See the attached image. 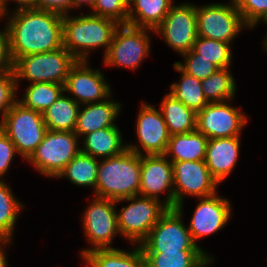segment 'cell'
Wrapping results in <instances>:
<instances>
[{
	"instance_id": "cell-1",
	"label": "cell",
	"mask_w": 267,
	"mask_h": 267,
	"mask_svg": "<svg viewBox=\"0 0 267 267\" xmlns=\"http://www.w3.org/2000/svg\"><path fill=\"white\" fill-rule=\"evenodd\" d=\"M9 20L5 27L13 63L22 56L51 52L63 47V16L35 8L15 9L0 18Z\"/></svg>"
},
{
	"instance_id": "cell-2",
	"label": "cell",
	"mask_w": 267,
	"mask_h": 267,
	"mask_svg": "<svg viewBox=\"0 0 267 267\" xmlns=\"http://www.w3.org/2000/svg\"><path fill=\"white\" fill-rule=\"evenodd\" d=\"M115 20L90 13L79 16L63 15V47L77 61H88L90 51L104 47L107 53L116 28Z\"/></svg>"
},
{
	"instance_id": "cell-3",
	"label": "cell",
	"mask_w": 267,
	"mask_h": 267,
	"mask_svg": "<svg viewBox=\"0 0 267 267\" xmlns=\"http://www.w3.org/2000/svg\"><path fill=\"white\" fill-rule=\"evenodd\" d=\"M141 156L129 149L99 160L95 196L121 200L139 195Z\"/></svg>"
},
{
	"instance_id": "cell-4",
	"label": "cell",
	"mask_w": 267,
	"mask_h": 267,
	"mask_svg": "<svg viewBox=\"0 0 267 267\" xmlns=\"http://www.w3.org/2000/svg\"><path fill=\"white\" fill-rule=\"evenodd\" d=\"M124 201L130 203L116 212L118 235L131 244L140 245L169 207L162 200L140 195L117 200L116 203Z\"/></svg>"
},
{
	"instance_id": "cell-5",
	"label": "cell",
	"mask_w": 267,
	"mask_h": 267,
	"mask_svg": "<svg viewBox=\"0 0 267 267\" xmlns=\"http://www.w3.org/2000/svg\"><path fill=\"white\" fill-rule=\"evenodd\" d=\"M0 129L27 161L42 142L47 127L41 112L25 108L16 101L0 121Z\"/></svg>"
},
{
	"instance_id": "cell-6",
	"label": "cell",
	"mask_w": 267,
	"mask_h": 267,
	"mask_svg": "<svg viewBox=\"0 0 267 267\" xmlns=\"http://www.w3.org/2000/svg\"><path fill=\"white\" fill-rule=\"evenodd\" d=\"M76 62L74 56L64 47L19 57L13 63L17 89L18 82L25 79L30 83L64 84L70 68Z\"/></svg>"
},
{
	"instance_id": "cell-7",
	"label": "cell",
	"mask_w": 267,
	"mask_h": 267,
	"mask_svg": "<svg viewBox=\"0 0 267 267\" xmlns=\"http://www.w3.org/2000/svg\"><path fill=\"white\" fill-rule=\"evenodd\" d=\"M183 204L168 208L140 244L142 252H178L181 250H203L196 244L184 225Z\"/></svg>"
},
{
	"instance_id": "cell-8",
	"label": "cell",
	"mask_w": 267,
	"mask_h": 267,
	"mask_svg": "<svg viewBox=\"0 0 267 267\" xmlns=\"http://www.w3.org/2000/svg\"><path fill=\"white\" fill-rule=\"evenodd\" d=\"M74 132L47 130L36 151L27 160L43 176L57 178L81 151Z\"/></svg>"
},
{
	"instance_id": "cell-9",
	"label": "cell",
	"mask_w": 267,
	"mask_h": 267,
	"mask_svg": "<svg viewBox=\"0 0 267 267\" xmlns=\"http://www.w3.org/2000/svg\"><path fill=\"white\" fill-rule=\"evenodd\" d=\"M149 28L120 24L113 35L112 42L105 56L104 64L108 67H124L135 70L148 57L150 52Z\"/></svg>"
},
{
	"instance_id": "cell-10",
	"label": "cell",
	"mask_w": 267,
	"mask_h": 267,
	"mask_svg": "<svg viewBox=\"0 0 267 267\" xmlns=\"http://www.w3.org/2000/svg\"><path fill=\"white\" fill-rule=\"evenodd\" d=\"M196 16L198 36L229 44L233 43V39L244 27L249 28L236 9L234 0L229 3H209L200 7L196 5Z\"/></svg>"
},
{
	"instance_id": "cell-11",
	"label": "cell",
	"mask_w": 267,
	"mask_h": 267,
	"mask_svg": "<svg viewBox=\"0 0 267 267\" xmlns=\"http://www.w3.org/2000/svg\"><path fill=\"white\" fill-rule=\"evenodd\" d=\"M94 197L83 212L81 219L86 240L92 247L83 249L80 253L81 257L95 249L114 248L111 246L112 241L119 233L116 201Z\"/></svg>"
},
{
	"instance_id": "cell-12",
	"label": "cell",
	"mask_w": 267,
	"mask_h": 267,
	"mask_svg": "<svg viewBox=\"0 0 267 267\" xmlns=\"http://www.w3.org/2000/svg\"><path fill=\"white\" fill-rule=\"evenodd\" d=\"M154 33L163 36L165 43L180 55L189 52L198 37L196 5L173 4Z\"/></svg>"
},
{
	"instance_id": "cell-13",
	"label": "cell",
	"mask_w": 267,
	"mask_h": 267,
	"mask_svg": "<svg viewBox=\"0 0 267 267\" xmlns=\"http://www.w3.org/2000/svg\"><path fill=\"white\" fill-rule=\"evenodd\" d=\"M173 165L174 208L184 204V196L199 198L217 193L218 182L205 161H178Z\"/></svg>"
},
{
	"instance_id": "cell-14",
	"label": "cell",
	"mask_w": 267,
	"mask_h": 267,
	"mask_svg": "<svg viewBox=\"0 0 267 267\" xmlns=\"http://www.w3.org/2000/svg\"><path fill=\"white\" fill-rule=\"evenodd\" d=\"M231 100L208 103L197 113V130L208 139L240 136L248 122L240 108L229 104Z\"/></svg>"
},
{
	"instance_id": "cell-15",
	"label": "cell",
	"mask_w": 267,
	"mask_h": 267,
	"mask_svg": "<svg viewBox=\"0 0 267 267\" xmlns=\"http://www.w3.org/2000/svg\"><path fill=\"white\" fill-rule=\"evenodd\" d=\"M139 109L135 126L139 145L126 144L127 149L140 156L165 154L170 134L161 110L146 102Z\"/></svg>"
},
{
	"instance_id": "cell-16",
	"label": "cell",
	"mask_w": 267,
	"mask_h": 267,
	"mask_svg": "<svg viewBox=\"0 0 267 267\" xmlns=\"http://www.w3.org/2000/svg\"><path fill=\"white\" fill-rule=\"evenodd\" d=\"M99 69L89 66V61H77L69 70L64 83V93L71 97L80 106L101 102L109 98L111 87Z\"/></svg>"
},
{
	"instance_id": "cell-17",
	"label": "cell",
	"mask_w": 267,
	"mask_h": 267,
	"mask_svg": "<svg viewBox=\"0 0 267 267\" xmlns=\"http://www.w3.org/2000/svg\"><path fill=\"white\" fill-rule=\"evenodd\" d=\"M166 192L164 203L174 208L173 165L164 154L141 155L139 195L158 200Z\"/></svg>"
},
{
	"instance_id": "cell-18",
	"label": "cell",
	"mask_w": 267,
	"mask_h": 267,
	"mask_svg": "<svg viewBox=\"0 0 267 267\" xmlns=\"http://www.w3.org/2000/svg\"><path fill=\"white\" fill-rule=\"evenodd\" d=\"M199 200L188 226L196 244L197 240L222 230L231 219V203L228 199L216 193Z\"/></svg>"
},
{
	"instance_id": "cell-19",
	"label": "cell",
	"mask_w": 267,
	"mask_h": 267,
	"mask_svg": "<svg viewBox=\"0 0 267 267\" xmlns=\"http://www.w3.org/2000/svg\"><path fill=\"white\" fill-rule=\"evenodd\" d=\"M240 141V136L208 139L204 161L218 184L235 168L240 156Z\"/></svg>"
},
{
	"instance_id": "cell-20",
	"label": "cell",
	"mask_w": 267,
	"mask_h": 267,
	"mask_svg": "<svg viewBox=\"0 0 267 267\" xmlns=\"http://www.w3.org/2000/svg\"><path fill=\"white\" fill-rule=\"evenodd\" d=\"M85 106V107H84ZM80 106L74 133L81 138L102 128L117 126L114 122L121 112V103L111 96L104 101ZM82 109V110H81Z\"/></svg>"
},
{
	"instance_id": "cell-21",
	"label": "cell",
	"mask_w": 267,
	"mask_h": 267,
	"mask_svg": "<svg viewBox=\"0 0 267 267\" xmlns=\"http://www.w3.org/2000/svg\"><path fill=\"white\" fill-rule=\"evenodd\" d=\"M83 137L81 152L97 159L117 156L127 149L118 126L102 128Z\"/></svg>"
},
{
	"instance_id": "cell-22",
	"label": "cell",
	"mask_w": 267,
	"mask_h": 267,
	"mask_svg": "<svg viewBox=\"0 0 267 267\" xmlns=\"http://www.w3.org/2000/svg\"><path fill=\"white\" fill-rule=\"evenodd\" d=\"M207 142L208 138L198 130L172 135L164 155L171 163L178 161H204Z\"/></svg>"
},
{
	"instance_id": "cell-23",
	"label": "cell",
	"mask_w": 267,
	"mask_h": 267,
	"mask_svg": "<svg viewBox=\"0 0 267 267\" xmlns=\"http://www.w3.org/2000/svg\"><path fill=\"white\" fill-rule=\"evenodd\" d=\"M82 258L87 267H146L140 245L130 251L118 248L95 249Z\"/></svg>"
},
{
	"instance_id": "cell-24",
	"label": "cell",
	"mask_w": 267,
	"mask_h": 267,
	"mask_svg": "<svg viewBox=\"0 0 267 267\" xmlns=\"http://www.w3.org/2000/svg\"><path fill=\"white\" fill-rule=\"evenodd\" d=\"M173 4V0H128L127 24L154 30Z\"/></svg>"
},
{
	"instance_id": "cell-25",
	"label": "cell",
	"mask_w": 267,
	"mask_h": 267,
	"mask_svg": "<svg viewBox=\"0 0 267 267\" xmlns=\"http://www.w3.org/2000/svg\"><path fill=\"white\" fill-rule=\"evenodd\" d=\"M170 136L197 130V113L167 93L160 105Z\"/></svg>"
},
{
	"instance_id": "cell-26",
	"label": "cell",
	"mask_w": 267,
	"mask_h": 267,
	"mask_svg": "<svg viewBox=\"0 0 267 267\" xmlns=\"http://www.w3.org/2000/svg\"><path fill=\"white\" fill-rule=\"evenodd\" d=\"M146 267H208L214 258L205 250L143 252Z\"/></svg>"
},
{
	"instance_id": "cell-27",
	"label": "cell",
	"mask_w": 267,
	"mask_h": 267,
	"mask_svg": "<svg viewBox=\"0 0 267 267\" xmlns=\"http://www.w3.org/2000/svg\"><path fill=\"white\" fill-rule=\"evenodd\" d=\"M80 105L64 92L45 111H43L44 123L47 130L60 132H74Z\"/></svg>"
},
{
	"instance_id": "cell-28",
	"label": "cell",
	"mask_w": 267,
	"mask_h": 267,
	"mask_svg": "<svg viewBox=\"0 0 267 267\" xmlns=\"http://www.w3.org/2000/svg\"><path fill=\"white\" fill-rule=\"evenodd\" d=\"M99 159L83 152H79L59 174L58 178L66 177L76 186H91L96 189V180L99 166Z\"/></svg>"
},
{
	"instance_id": "cell-29",
	"label": "cell",
	"mask_w": 267,
	"mask_h": 267,
	"mask_svg": "<svg viewBox=\"0 0 267 267\" xmlns=\"http://www.w3.org/2000/svg\"><path fill=\"white\" fill-rule=\"evenodd\" d=\"M173 67L181 73V78L178 83L174 82L170 85L169 93L189 109L198 113L209 103L204 96L201 80L183 72L175 63Z\"/></svg>"
},
{
	"instance_id": "cell-30",
	"label": "cell",
	"mask_w": 267,
	"mask_h": 267,
	"mask_svg": "<svg viewBox=\"0 0 267 267\" xmlns=\"http://www.w3.org/2000/svg\"><path fill=\"white\" fill-rule=\"evenodd\" d=\"M24 207L8 183L0 180V240H13L18 215Z\"/></svg>"
},
{
	"instance_id": "cell-31",
	"label": "cell",
	"mask_w": 267,
	"mask_h": 267,
	"mask_svg": "<svg viewBox=\"0 0 267 267\" xmlns=\"http://www.w3.org/2000/svg\"><path fill=\"white\" fill-rule=\"evenodd\" d=\"M64 92V84L39 82L30 83L23 93L21 100H17L25 108L43 113Z\"/></svg>"
},
{
	"instance_id": "cell-32",
	"label": "cell",
	"mask_w": 267,
	"mask_h": 267,
	"mask_svg": "<svg viewBox=\"0 0 267 267\" xmlns=\"http://www.w3.org/2000/svg\"><path fill=\"white\" fill-rule=\"evenodd\" d=\"M229 68H219L201 80L204 96L209 103L232 100L235 96L236 82Z\"/></svg>"
},
{
	"instance_id": "cell-33",
	"label": "cell",
	"mask_w": 267,
	"mask_h": 267,
	"mask_svg": "<svg viewBox=\"0 0 267 267\" xmlns=\"http://www.w3.org/2000/svg\"><path fill=\"white\" fill-rule=\"evenodd\" d=\"M231 47L229 43L198 36L191 51L202 55V58L210 60L219 68H228L233 58Z\"/></svg>"
},
{
	"instance_id": "cell-34",
	"label": "cell",
	"mask_w": 267,
	"mask_h": 267,
	"mask_svg": "<svg viewBox=\"0 0 267 267\" xmlns=\"http://www.w3.org/2000/svg\"><path fill=\"white\" fill-rule=\"evenodd\" d=\"M184 59V63L175 62V64L185 73L191 75L198 80H204L209 75L213 74L219 69L217 65L212 63L206 58H202V55L194 54L191 50L181 55Z\"/></svg>"
},
{
	"instance_id": "cell-35",
	"label": "cell",
	"mask_w": 267,
	"mask_h": 267,
	"mask_svg": "<svg viewBox=\"0 0 267 267\" xmlns=\"http://www.w3.org/2000/svg\"><path fill=\"white\" fill-rule=\"evenodd\" d=\"M93 15L115 20L118 24L128 22V0H96Z\"/></svg>"
},
{
	"instance_id": "cell-36",
	"label": "cell",
	"mask_w": 267,
	"mask_h": 267,
	"mask_svg": "<svg viewBox=\"0 0 267 267\" xmlns=\"http://www.w3.org/2000/svg\"><path fill=\"white\" fill-rule=\"evenodd\" d=\"M244 22L253 29L267 16V0H234Z\"/></svg>"
},
{
	"instance_id": "cell-37",
	"label": "cell",
	"mask_w": 267,
	"mask_h": 267,
	"mask_svg": "<svg viewBox=\"0 0 267 267\" xmlns=\"http://www.w3.org/2000/svg\"><path fill=\"white\" fill-rule=\"evenodd\" d=\"M16 79L14 71H7L0 73V115L1 120L12 107V105L18 100L16 98L17 91Z\"/></svg>"
},
{
	"instance_id": "cell-38",
	"label": "cell",
	"mask_w": 267,
	"mask_h": 267,
	"mask_svg": "<svg viewBox=\"0 0 267 267\" xmlns=\"http://www.w3.org/2000/svg\"><path fill=\"white\" fill-rule=\"evenodd\" d=\"M18 154L15 145L0 129V180L7 173L14 157Z\"/></svg>"
},
{
	"instance_id": "cell-39",
	"label": "cell",
	"mask_w": 267,
	"mask_h": 267,
	"mask_svg": "<svg viewBox=\"0 0 267 267\" xmlns=\"http://www.w3.org/2000/svg\"><path fill=\"white\" fill-rule=\"evenodd\" d=\"M34 8L55 12L62 16L68 15L72 9V0H35Z\"/></svg>"
},
{
	"instance_id": "cell-40",
	"label": "cell",
	"mask_w": 267,
	"mask_h": 267,
	"mask_svg": "<svg viewBox=\"0 0 267 267\" xmlns=\"http://www.w3.org/2000/svg\"><path fill=\"white\" fill-rule=\"evenodd\" d=\"M13 71V61L10 55L9 37L6 28L0 30V73Z\"/></svg>"
},
{
	"instance_id": "cell-41",
	"label": "cell",
	"mask_w": 267,
	"mask_h": 267,
	"mask_svg": "<svg viewBox=\"0 0 267 267\" xmlns=\"http://www.w3.org/2000/svg\"><path fill=\"white\" fill-rule=\"evenodd\" d=\"M12 2V0H10ZM18 3L16 9L22 8H34L35 0H13ZM9 0H0V17L9 12L8 7Z\"/></svg>"
},
{
	"instance_id": "cell-42",
	"label": "cell",
	"mask_w": 267,
	"mask_h": 267,
	"mask_svg": "<svg viewBox=\"0 0 267 267\" xmlns=\"http://www.w3.org/2000/svg\"><path fill=\"white\" fill-rule=\"evenodd\" d=\"M12 240H0V267H8L6 246L10 245ZM5 248V249H4Z\"/></svg>"
},
{
	"instance_id": "cell-43",
	"label": "cell",
	"mask_w": 267,
	"mask_h": 267,
	"mask_svg": "<svg viewBox=\"0 0 267 267\" xmlns=\"http://www.w3.org/2000/svg\"><path fill=\"white\" fill-rule=\"evenodd\" d=\"M96 0H72V9L80 8L83 4L90 6L93 9Z\"/></svg>"
},
{
	"instance_id": "cell-44",
	"label": "cell",
	"mask_w": 267,
	"mask_h": 267,
	"mask_svg": "<svg viewBox=\"0 0 267 267\" xmlns=\"http://www.w3.org/2000/svg\"><path fill=\"white\" fill-rule=\"evenodd\" d=\"M263 47L265 48L264 50L266 51L267 53V35L265 36L264 40H263Z\"/></svg>"
},
{
	"instance_id": "cell-45",
	"label": "cell",
	"mask_w": 267,
	"mask_h": 267,
	"mask_svg": "<svg viewBox=\"0 0 267 267\" xmlns=\"http://www.w3.org/2000/svg\"><path fill=\"white\" fill-rule=\"evenodd\" d=\"M262 22H264L267 25V16Z\"/></svg>"
}]
</instances>
